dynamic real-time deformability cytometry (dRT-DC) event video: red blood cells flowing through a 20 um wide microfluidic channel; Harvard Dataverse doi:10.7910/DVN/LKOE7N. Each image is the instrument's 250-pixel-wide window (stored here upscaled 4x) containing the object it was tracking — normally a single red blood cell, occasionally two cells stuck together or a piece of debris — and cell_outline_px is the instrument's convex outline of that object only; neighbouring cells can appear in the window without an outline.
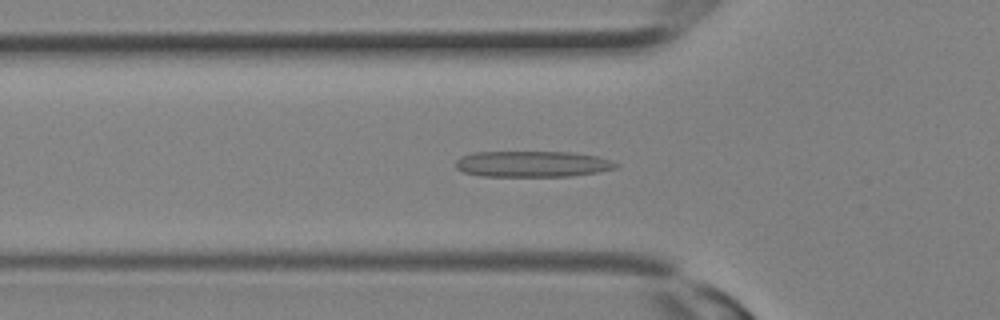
{"species": "Egyptian fruit bat (a non-hibernating species)", "species_latin": "Rousettus aegyptiacus", "temperature_condition": "room temperature", "stored_images_in_passage": 25, "camera_frame_rate_fps": 3000, "um_per_image_px": 0.085, "animal": {"sex": "female"}, "frame": {"image": 1, "passage_image": 9, "time_ms": 2.667, "image_size_px": [1000, 320], "cell_outline_px": [[620, 164], [616, 168], [600, 172], [568, 176], [484, 176], [464, 172], [456, 168], [456, 160], [460, 156], [472, 152], [572, 152], [596, 156], [612, 160]], "centroid_in_image_um": [45.27, 13.93], "position_along_channel_um": 80.5, "area_um2": 24.39}}
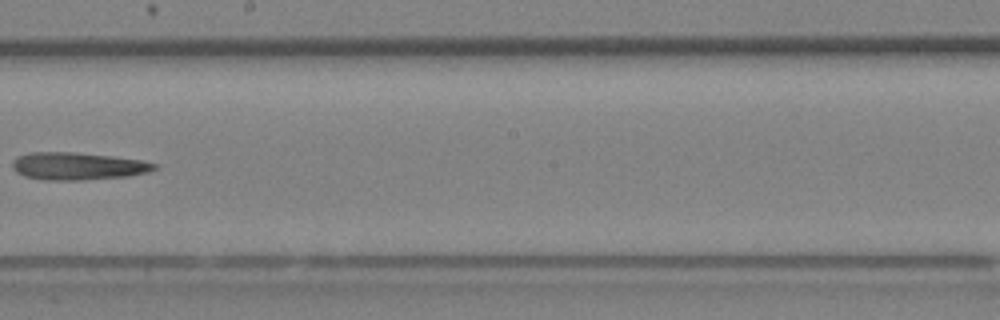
{"frame": {"image": 2, "passage_image": 16, "time_ms": 5.0, "image_size_px": [1000, 320], "cell_outline_px": [[160, 168], [148, 172], [128, 176], [84, 180], [44, 180], [24, 176], [16, 172], [12, 168], [12, 160], [16, 156], [28, 152], [72, 152], [112, 156], [144, 160], [160, 164]], "centroid_in_image_um": [6.64, 14.12], "position_along_channel_um": 241.6, "area_um2": 23.18}}
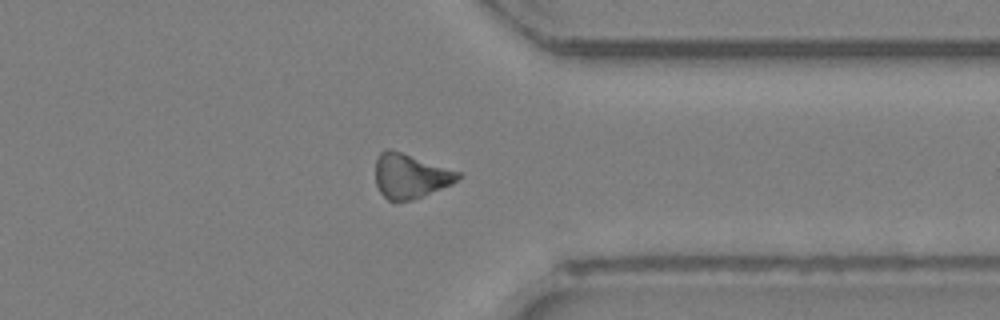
{"frame": {"image": 3, "passage_image": 22, "time_ms": 7.0, "image_size_px": [1000, 320], "cell_outline_px": [[464, 172], [452, 184], [424, 196], [412, 200], [388, 200], [380, 192], [376, 184], [376, 156], [384, 148], [392, 148]], "centroid_in_image_um": [34.89, 14.91], "position_along_channel_um": 376.5, "area_um2": 21.91}}